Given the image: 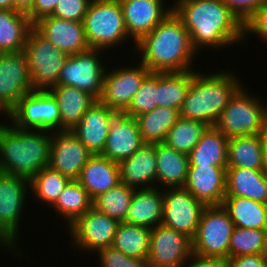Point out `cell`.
Segmentation results:
<instances>
[{
    "label": "cell",
    "instance_id": "obj_18",
    "mask_svg": "<svg viewBox=\"0 0 267 267\" xmlns=\"http://www.w3.org/2000/svg\"><path fill=\"white\" fill-rule=\"evenodd\" d=\"M119 1L128 36L134 43L132 47L173 12V5L166 8L164 0Z\"/></svg>",
    "mask_w": 267,
    "mask_h": 267
},
{
    "label": "cell",
    "instance_id": "obj_24",
    "mask_svg": "<svg viewBox=\"0 0 267 267\" xmlns=\"http://www.w3.org/2000/svg\"><path fill=\"white\" fill-rule=\"evenodd\" d=\"M77 181L94 200L120 183L119 164L101 154L92 155L81 169Z\"/></svg>",
    "mask_w": 267,
    "mask_h": 267
},
{
    "label": "cell",
    "instance_id": "obj_49",
    "mask_svg": "<svg viewBox=\"0 0 267 267\" xmlns=\"http://www.w3.org/2000/svg\"><path fill=\"white\" fill-rule=\"evenodd\" d=\"M34 6V0H13V10L28 14Z\"/></svg>",
    "mask_w": 267,
    "mask_h": 267
},
{
    "label": "cell",
    "instance_id": "obj_11",
    "mask_svg": "<svg viewBox=\"0 0 267 267\" xmlns=\"http://www.w3.org/2000/svg\"><path fill=\"white\" fill-rule=\"evenodd\" d=\"M6 117L21 129L60 131L59 107L48 90H34L25 94Z\"/></svg>",
    "mask_w": 267,
    "mask_h": 267
},
{
    "label": "cell",
    "instance_id": "obj_39",
    "mask_svg": "<svg viewBox=\"0 0 267 267\" xmlns=\"http://www.w3.org/2000/svg\"><path fill=\"white\" fill-rule=\"evenodd\" d=\"M255 254H267V229L234 226L230 238L228 259Z\"/></svg>",
    "mask_w": 267,
    "mask_h": 267
},
{
    "label": "cell",
    "instance_id": "obj_4",
    "mask_svg": "<svg viewBox=\"0 0 267 267\" xmlns=\"http://www.w3.org/2000/svg\"><path fill=\"white\" fill-rule=\"evenodd\" d=\"M229 70L206 74L195 70L179 117L215 126L230 99L243 86L238 75Z\"/></svg>",
    "mask_w": 267,
    "mask_h": 267
},
{
    "label": "cell",
    "instance_id": "obj_48",
    "mask_svg": "<svg viewBox=\"0 0 267 267\" xmlns=\"http://www.w3.org/2000/svg\"><path fill=\"white\" fill-rule=\"evenodd\" d=\"M60 0H34L33 9L27 14L31 22L34 23L38 19L50 16Z\"/></svg>",
    "mask_w": 267,
    "mask_h": 267
},
{
    "label": "cell",
    "instance_id": "obj_7",
    "mask_svg": "<svg viewBox=\"0 0 267 267\" xmlns=\"http://www.w3.org/2000/svg\"><path fill=\"white\" fill-rule=\"evenodd\" d=\"M245 85L230 99L215 127L228 139L261 135L267 125L266 103L249 93ZM253 95V96H252Z\"/></svg>",
    "mask_w": 267,
    "mask_h": 267
},
{
    "label": "cell",
    "instance_id": "obj_6",
    "mask_svg": "<svg viewBox=\"0 0 267 267\" xmlns=\"http://www.w3.org/2000/svg\"><path fill=\"white\" fill-rule=\"evenodd\" d=\"M29 193V179L0 171V248L20 259L25 253L18 249V234Z\"/></svg>",
    "mask_w": 267,
    "mask_h": 267
},
{
    "label": "cell",
    "instance_id": "obj_47",
    "mask_svg": "<svg viewBox=\"0 0 267 267\" xmlns=\"http://www.w3.org/2000/svg\"><path fill=\"white\" fill-rule=\"evenodd\" d=\"M229 262L230 267H267V254L241 255Z\"/></svg>",
    "mask_w": 267,
    "mask_h": 267
},
{
    "label": "cell",
    "instance_id": "obj_27",
    "mask_svg": "<svg viewBox=\"0 0 267 267\" xmlns=\"http://www.w3.org/2000/svg\"><path fill=\"white\" fill-rule=\"evenodd\" d=\"M225 197H243L267 204V174L264 170L227 168Z\"/></svg>",
    "mask_w": 267,
    "mask_h": 267
},
{
    "label": "cell",
    "instance_id": "obj_25",
    "mask_svg": "<svg viewBox=\"0 0 267 267\" xmlns=\"http://www.w3.org/2000/svg\"><path fill=\"white\" fill-rule=\"evenodd\" d=\"M163 189L158 187L135 189L132 203L125 214V223L152 229L162 224Z\"/></svg>",
    "mask_w": 267,
    "mask_h": 267
},
{
    "label": "cell",
    "instance_id": "obj_14",
    "mask_svg": "<svg viewBox=\"0 0 267 267\" xmlns=\"http://www.w3.org/2000/svg\"><path fill=\"white\" fill-rule=\"evenodd\" d=\"M162 225L194 238L202 213L206 208L186 188L163 189Z\"/></svg>",
    "mask_w": 267,
    "mask_h": 267
},
{
    "label": "cell",
    "instance_id": "obj_29",
    "mask_svg": "<svg viewBox=\"0 0 267 267\" xmlns=\"http://www.w3.org/2000/svg\"><path fill=\"white\" fill-rule=\"evenodd\" d=\"M228 138L215 126L202 134L189 154V166L227 167Z\"/></svg>",
    "mask_w": 267,
    "mask_h": 267
},
{
    "label": "cell",
    "instance_id": "obj_3",
    "mask_svg": "<svg viewBox=\"0 0 267 267\" xmlns=\"http://www.w3.org/2000/svg\"><path fill=\"white\" fill-rule=\"evenodd\" d=\"M8 124V125H7ZM52 132L0 122V171L31 179L48 167Z\"/></svg>",
    "mask_w": 267,
    "mask_h": 267
},
{
    "label": "cell",
    "instance_id": "obj_5",
    "mask_svg": "<svg viewBox=\"0 0 267 267\" xmlns=\"http://www.w3.org/2000/svg\"><path fill=\"white\" fill-rule=\"evenodd\" d=\"M90 48L106 51L131 41L128 36L119 0H92L83 19ZM119 45V46H118Z\"/></svg>",
    "mask_w": 267,
    "mask_h": 267
},
{
    "label": "cell",
    "instance_id": "obj_45",
    "mask_svg": "<svg viewBox=\"0 0 267 267\" xmlns=\"http://www.w3.org/2000/svg\"><path fill=\"white\" fill-rule=\"evenodd\" d=\"M224 4L244 22L263 4L267 3V0H222Z\"/></svg>",
    "mask_w": 267,
    "mask_h": 267
},
{
    "label": "cell",
    "instance_id": "obj_32",
    "mask_svg": "<svg viewBox=\"0 0 267 267\" xmlns=\"http://www.w3.org/2000/svg\"><path fill=\"white\" fill-rule=\"evenodd\" d=\"M222 207L234 226L267 229V204L243 197H225Z\"/></svg>",
    "mask_w": 267,
    "mask_h": 267
},
{
    "label": "cell",
    "instance_id": "obj_16",
    "mask_svg": "<svg viewBox=\"0 0 267 267\" xmlns=\"http://www.w3.org/2000/svg\"><path fill=\"white\" fill-rule=\"evenodd\" d=\"M192 256V240L172 228L158 225L151 229L149 267H185Z\"/></svg>",
    "mask_w": 267,
    "mask_h": 267
},
{
    "label": "cell",
    "instance_id": "obj_23",
    "mask_svg": "<svg viewBox=\"0 0 267 267\" xmlns=\"http://www.w3.org/2000/svg\"><path fill=\"white\" fill-rule=\"evenodd\" d=\"M156 165V144L144 143L131 157L119 163L120 183L135 189L157 187Z\"/></svg>",
    "mask_w": 267,
    "mask_h": 267
},
{
    "label": "cell",
    "instance_id": "obj_28",
    "mask_svg": "<svg viewBox=\"0 0 267 267\" xmlns=\"http://www.w3.org/2000/svg\"><path fill=\"white\" fill-rule=\"evenodd\" d=\"M157 187H184L189 171V155L177 152L165 143H156Z\"/></svg>",
    "mask_w": 267,
    "mask_h": 267
},
{
    "label": "cell",
    "instance_id": "obj_2",
    "mask_svg": "<svg viewBox=\"0 0 267 267\" xmlns=\"http://www.w3.org/2000/svg\"><path fill=\"white\" fill-rule=\"evenodd\" d=\"M132 50L138 53V59L147 69L157 73L193 70V60L198 54L192 47L189 32L174 11L135 43Z\"/></svg>",
    "mask_w": 267,
    "mask_h": 267
},
{
    "label": "cell",
    "instance_id": "obj_46",
    "mask_svg": "<svg viewBox=\"0 0 267 267\" xmlns=\"http://www.w3.org/2000/svg\"><path fill=\"white\" fill-rule=\"evenodd\" d=\"M185 267H230L228 258L192 254Z\"/></svg>",
    "mask_w": 267,
    "mask_h": 267
},
{
    "label": "cell",
    "instance_id": "obj_42",
    "mask_svg": "<svg viewBox=\"0 0 267 267\" xmlns=\"http://www.w3.org/2000/svg\"><path fill=\"white\" fill-rule=\"evenodd\" d=\"M96 255L99 256L100 267H149L146 260L128 257L113 247L102 248Z\"/></svg>",
    "mask_w": 267,
    "mask_h": 267
},
{
    "label": "cell",
    "instance_id": "obj_40",
    "mask_svg": "<svg viewBox=\"0 0 267 267\" xmlns=\"http://www.w3.org/2000/svg\"><path fill=\"white\" fill-rule=\"evenodd\" d=\"M135 188L119 183L93 200V207L119 222H125V214L132 203Z\"/></svg>",
    "mask_w": 267,
    "mask_h": 267
},
{
    "label": "cell",
    "instance_id": "obj_15",
    "mask_svg": "<svg viewBox=\"0 0 267 267\" xmlns=\"http://www.w3.org/2000/svg\"><path fill=\"white\" fill-rule=\"evenodd\" d=\"M33 91L25 51L0 53V112L3 116H7L25 94Z\"/></svg>",
    "mask_w": 267,
    "mask_h": 267
},
{
    "label": "cell",
    "instance_id": "obj_10",
    "mask_svg": "<svg viewBox=\"0 0 267 267\" xmlns=\"http://www.w3.org/2000/svg\"><path fill=\"white\" fill-rule=\"evenodd\" d=\"M104 51L89 48L69 56L60 70L58 84L80 89L98 101L102 94L103 78L107 68L105 64L107 62H104L107 59L102 58Z\"/></svg>",
    "mask_w": 267,
    "mask_h": 267
},
{
    "label": "cell",
    "instance_id": "obj_37",
    "mask_svg": "<svg viewBox=\"0 0 267 267\" xmlns=\"http://www.w3.org/2000/svg\"><path fill=\"white\" fill-rule=\"evenodd\" d=\"M208 127L206 123L179 117L169 130L164 143L177 152L189 155Z\"/></svg>",
    "mask_w": 267,
    "mask_h": 267
},
{
    "label": "cell",
    "instance_id": "obj_51",
    "mask_svg": "<svg viewBox=\"0 0 267 267\" xmlns=\"http://www.w3.org/2000/svg\"><path fill=\"white\" fill-rule=\"evenodd\" d=\"M0 10H13V0H0Z\"/></svg>",
    "mask_w": 267,
    "mask_h": 267
},
{
    "label": "cell",
    "instance_id": "obj_19",
    "mask_svg": "<svg viewBox=\"0 0 267 267\" xmlns=\"http://www.w3.org/2000/svg\"><path fill=\"white\" fill-rule=\"evenodd\" d=\"M143 144L136 118L117 112L111 119L107 143L101 155L119 164Z\"/></svg>",
    "mask_w": 267,
    "mask_h": 267
},
{
    "label": "cell",
    "instance_id": "obj_34",
    "mask_svg": "<svg viewBox=\"0 0 267 267\" xmlns=\"http://www.w3.org/2000/svg\"><path fill=\"white\" fill-rule=\"evenodd\" d=\"M135 118L144 143H164L169 130L179 118V111L162 106Z\"/></svg>",
    "mask_w": 267,
    "mask_h": 267
},
{
    "label": "cell",
    "instance_id": "obj_22",
    "mask_svg": "<svg viewBox=\"0 0 267 267\" xmlns=\"http://www.w3.org/2000/svg\"><path fill=\"white\" fill-rule=\"evenodd\" d=\"M116 113L117 111L96 101L71 132L92 155L102 154L107 143L111 119Z\"/></svg>",
    "mask_w": 267,
    "mask_h": 267
},
{
    "label": "cell",
    "instance_id": "obj_41",
    "mask_svg": "<svg viewBox=\"0 0 267 267\" xmlns=\"http://www.w3.org/2000/svg\"><path fill=\"white\" fill-rule=\"evenodd\" d=\"M157 72H150L133 96L124 113L137 117L158 107L157 105Z\"/></svg>",
    "mask_w": 267,
    "mask_h": 267
},
{
    "label": "cell",
    "instance_id": "obj_17",
    "mask_svg": "<svg viewBox=\"0 0 267 267\" xmlns=\"http://www.w3.org/2000/svg\"><path fill=\"white\" fill-rule=\"evenodd\" d=\"M91 156V152L71 131L52 132L50 169L70 180H77Z\"/></svg>",
    "mask_w": 267,
    "mask_h": 267
},
{
    "label": "cell",
    "instance_id": "obj_35",
    "mask_svg": "<svg viewBox=\"0 0 267 267\" xmlns=\"http://www.w3.org/2000/svg\"><path fill=\"white\" fill-rule=\"evenodd\" d=\"M93 207V200L85 188L77 181L70 180L57 201L51 206L54 212L64 218L67 227Z\"/></svg>",
    "mask_w": 267,
    "mask_h": 267
},
{
    "label": "cell",
    "instance_id": "obj_21",
    "mask_svg": "<svg viewBox=\"0 0 267 267\" xmlns=\"http://www.w3.org/2000/svg\"><path fill=\"white\" fill-rule=\"evenodd\" d=\"M226 169L216 166H189L184 185L206 206H220L226 196Z\"/></svg>",
    "mask_w": 267,
    "mask_h": 267
},
{
    "label": "cell",
    "instance_id": "obj_13",
    "mask_svg": "<svg viewBox=\"0 0 267 267\" xmlns=\"http://www.w3.org/2000/svg\"><path fill=\"white\" fill-rule=\"evenodd\" d=\"M121 65L118 68H106L102 94L98 100L117 112H124L128 108L145 77L151 72L139 61L136 66Z\"/></svg>",
    "mask_w": 267,
    "mask_h": 267
},
{
    "label": "cell",
    "instance_id": "obj_12",
    "mask_svg": "<svg viewBox=\"0 0 267 267\" xmlns=\"http://www.w3.org/2000/svg\"><path fill=\"white\" fill-rule=\"evenodd\" d=\"M119 223L92 207L68 227L71 237L69 244L74 250L81 249L89 254L112 247Z\"/></svg>",
    "mask_w": 267,
    "mask_h": 267
},
{
    "label": "cell",
    "instance_id": "obj_1",
    "mask_svg": "<svg viewBox=\"0 0 267 267\" xmlns=\"http://www.w3.org/2000/svg\"><path fill=\"white\" fill-rule=\"evenodd\" d=\"M173 3V11L189 32L197 53L205 47L218 51L244 42L243 23L222 0H174Z\"/></svg>",
    "mask_w": 267,
    "mask_h": 267
},
{
    "label": "cell",
    "instance_id": "obj_8",
    "mask_svg": "<svg viewBox=\"0 0 267 267\" xmlns=\"http://www.w3.org/2000/svg\"><path fill=\"white\" fill-rule=\"evenodd\" d=\"M34 90H48L58 85L60 70L70 55L58 49L34 28L29 32L23 49Z\"/></svg>",
    "mask_w": 267,
    "mask_h": 267
},
{
    "label": "cell",
    "instance_id": "obj_31",
    "mask_svg": "<svg viewBox=\"0 0 267 267\" xmlns=\"http://www.w3.org/2000/svg\"><path fill=\"white\" fill-rule=\"evenodd\" d=\"M227 168L263 170L261 135L255 134L229 138Z\"/></svg>",
    "mask_w": 267,
    "mask_h": 267
},
{
    "label": "cell",
    "instance_id": "obj_44",
    "mask_svg": "<svg viewBox=\"0 0 267 267\" xmlns=\"http://www.w3.org/2000/svg\"><path fill=\"white\" fill-rule=\"evenodd\" d=\"M257 35L265 40L267 44V3L256 10L243 24V41L248 40V36Z\"/></svg>",
    "mask_w": 267,
    "mask_h": 267
},
{
    "label": "cell",
    "instance_id": "obj_33",
    "mask_svg": "<svg viewBox=\"0 0 267 267\" xmlns=\"http://www.w3.org/2000/svg\"><path fill=\"white\" fill-rule=\"evenodd\" d=\"M195 69L184 72L157 73V105L180 111Z\"/></svg>",
    "mask_w": 267,
    "mask_h": 267
},
{
    "label": "cell",
    "instance_id": "obj_9",
    "mask_svg": "<svg viewBox=\"0 0 267 267\" xmlns=\"http://www.w3.org/2000/svg\"><path fill=\"white\" fill-rule=\"evenodd\" d=\"M234 223L220 206H206L196 234L192 239V254L228 258Z\"/></svg>",
    "mask_w": 267,
    "mask_h": 267
},
{
    "label": "cell",
    "instance_id": "obj_43",
    "mask_svg": "<svg viewBox=\"0 0 267 267\" xmlns=\"http://www.w3.org/2000/svg\"><path fill=\"white\" fill-rule=\"evenodd\" d=\"M92 0H60L50 16L76 22H83Z\"/></svg>",
    "mask_w": 267,
    "mask_h": 267
},
{
    "label": "cell",
    "instance_id": "obj_50",
    "mask_svg": "<svg viewBox=\"0 0 267 267\" xmlns=\"http://www.w3.org/2000/svg\"><path fill=\"white\" fill-rule=\"evenodd\" d=\"M262 152H263V170L267 174V125L261 134Z\"/></svg>",
    "mask_w": 267,
    "mask_h": 267
},
{
    "label": "cell",
    "instance_id": "obj_30",
    "mask_svg": "<svg viewBox=\"0 0 267 267\" xmlns=\"http://www.w3.org/2000/svg\"><path fill=\"white\" fill-rule=\"evenodd\" d=\"M33 23L27 14L0 10V53L22 51Z\"/></svg>",
    "mask_w": 267,
    "mask_h": 267
},
{
    "label": "cell",
    "instance_id": "obj_36",
    "mask_svg": "<svg viewBox=\"0 0 267 267\" xmlns=\"http://www.w3.org/2000/svg\"><path fill=\"white\" fill-rule=\"evenodd\" d=\"M151 229L120 222L112 247L128 257L147 260Z\"/></svg>",
    "mask_w": 267,
    "mask_h": 267
},
{
    "label": "cell",
    "instance_id": "obj_26",
    "mask_svg": "<svg viewBox=\"0 0 267 267\" xmlns=\"http://www.w3.org/2000/svg\"><path fill=\"white\" fill-rule=\"evenodd\" d=\"M48 91L59 107L60 131H72L86 111L97 101L87 92L72 86L58 84Z\"/></svg>",
    "mask_w": 267,
    "mask_h": 267
},
{
    "label": "cell",
    "instance_id": "obj_20",
    "mask_svg": "<svg viewBox=\"0 0 267 267\" xmlns=\"http://www.w3.org/2000/svg\"><path fill=\"white\" fill-rule=\"evenodd\" d=\"M33 28L68 55L88 50L83 22L46 16L33 23Z\"/></svg>",
    "mask_w": 267,
    "mask_h": 267
},
{
    "label": "cell",
    "instance_id": "obj_38",
    "mask_svg": "<svg viewBox=\"0 0 267 267\" xmlns=\"http://www.w3.org/2000/svg\"><path fill=\"white\" fill-rule=\"evenodd\" d=\"M70 181L69 178L63 176L58 171L52 170L49 167L41 169L30 179V193L37 197L41 204L52 206L64 188Z\"/></svg>",
    "mask_w": 267,
    "mask_h": 267
}]
</instances>
